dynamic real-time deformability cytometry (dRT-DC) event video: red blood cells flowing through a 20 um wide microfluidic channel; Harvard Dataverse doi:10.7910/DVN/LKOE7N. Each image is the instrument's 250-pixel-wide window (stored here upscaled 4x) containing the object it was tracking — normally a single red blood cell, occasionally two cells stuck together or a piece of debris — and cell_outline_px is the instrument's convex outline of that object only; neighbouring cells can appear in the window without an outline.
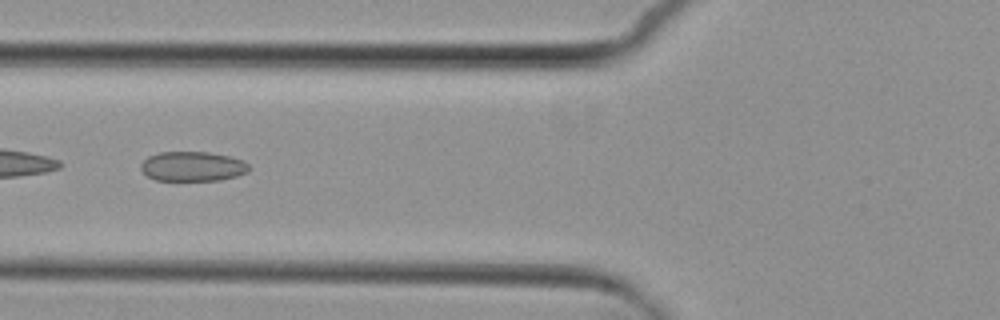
{"species": "common noctule bat (a hibernating species)", "species_latin": "Nyctalus noctula", "temperature_condition": "cold", "stored_images_in_passage": 7, "camera_frame_rate_fps": 3000, "um_per_image_px": 0.085, "animal": {"sex": "female", "body_mass_g": 29.2, "forearm_length_mm": 56.3}, "frame": {"image": 1, "passage_image": 5, "time_ms": 4.667, "image_size_px": [1000, 320], "cell_outline_px": [[248, 172], [236, 176], [220, 180], [156, 180], [148, 176], [140, 168], [140, 164], [148, 156], [160, 152], [208, 152], [228, 156], [244, 160], [248, 164]], "centroid_in_image_um": [16.37, 14.14], "position_along_channel_um": 109.4, "area_um2": 18.61}}
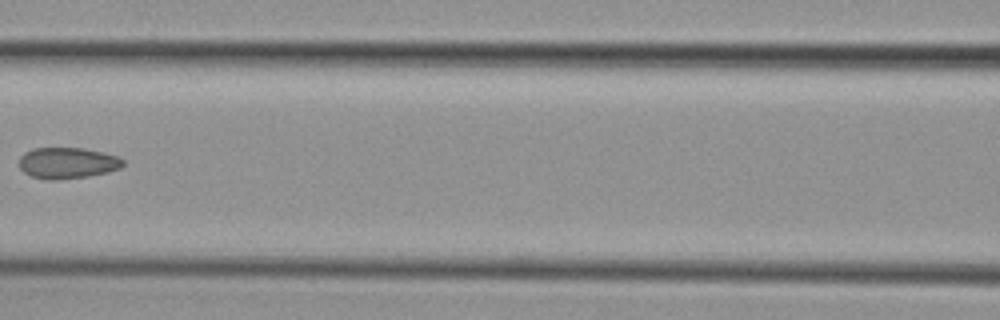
{"frame": {"image": 2, "passage_image": 6, "time_ms": 6.0, "image_size_px": [1000, 320], "cell_outline_px": [[124, 164], [120, 168], [108, 172], [88, 176], [60, 180], [44, 180], [32, 176], [24, 172], [20, 168], [20, 156], [24, 152], [32, 148], [84, 148], [104, 152], [116, 156], [124, 160]], "centroid_in_image_um": [5.72, 13.85], "position_along_channel_um": 160.9, "area_um2": 19.02}}
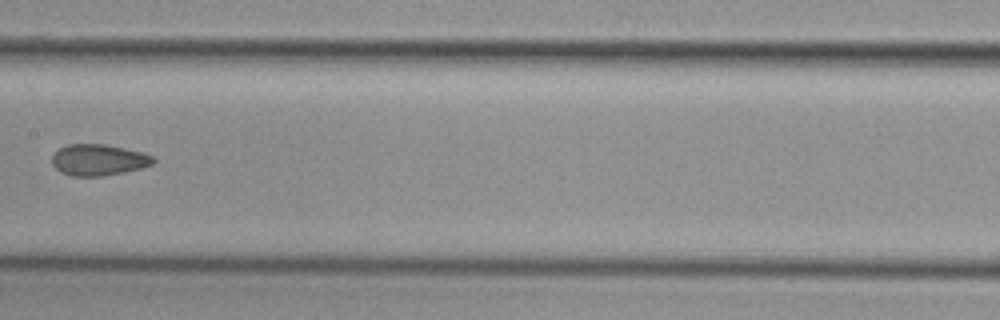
{"frame": {"image": 3, "passage_image": 7, "time_ms": 7.0, "image_size_px": [1000, 320], "cell_outline_px": [[156, 160], [152, 164], [140, 168], [124, 172], [104, 176], [72, 176], [60, 172], [52, 164], [52, 152], [68, 144], [104, 144], [124, 148], [140, 152], [152, 156]], "centroid_in_image_um": [8.33, 13.59], "position_along_channel_um": 199.1, "area_um2": 18.44}}